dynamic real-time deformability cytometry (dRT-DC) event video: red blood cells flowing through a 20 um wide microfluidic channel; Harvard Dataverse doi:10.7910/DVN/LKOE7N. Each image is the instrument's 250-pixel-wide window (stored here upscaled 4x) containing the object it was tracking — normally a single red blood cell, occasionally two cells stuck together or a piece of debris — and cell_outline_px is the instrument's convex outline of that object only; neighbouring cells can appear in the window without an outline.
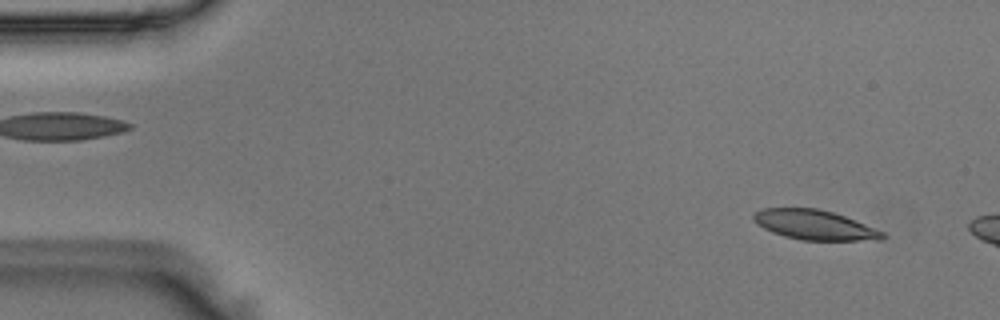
{"species": "Egyptian fruit bat (a non-hibernating species)", "species_latin": "Rousettus aegyptiacus", "temperature_condition": "room temperature", "stored_images_in_passage": 9, "camera_frame_rate_fps": 3000, "um_per_image_px": 0.085, "animal": {"sex": "male"}, "frame": {"image": 1, "passage_image": 3, "time_ms": 0.667, "image_size_px": [1000, 320], "cell_outline_px": [[888, 236], [880, 240], [800, 240], [784, 236], [772, 232], [756, 224], [752, 220], [752, 216], [756, 212], [764, 208], [816, 208], [832, 212], [856, 220], [884, 232]], "centroid_in_image_um": [69.24, 19.12], "position_along_channel_um": 15.8, "area_um2": 22.37}}